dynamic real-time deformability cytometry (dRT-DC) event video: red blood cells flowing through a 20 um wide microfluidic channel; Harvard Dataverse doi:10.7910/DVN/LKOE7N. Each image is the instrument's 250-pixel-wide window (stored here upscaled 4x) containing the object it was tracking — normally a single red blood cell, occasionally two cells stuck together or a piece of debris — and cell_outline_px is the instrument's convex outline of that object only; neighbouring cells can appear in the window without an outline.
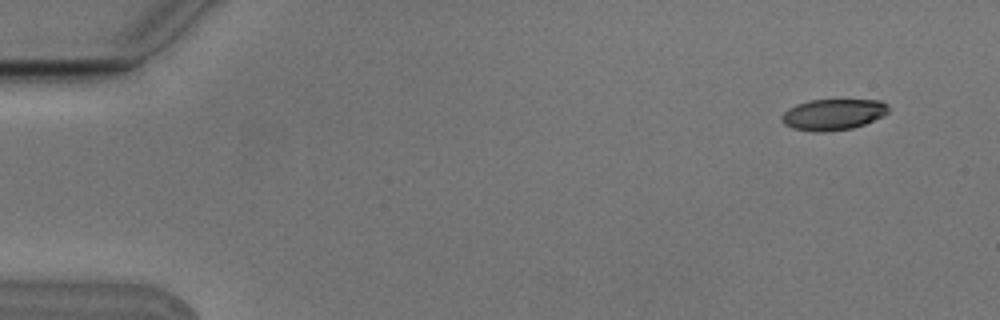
{"species": "Egyptian fruit bat (a non-hibernating species)", "species_latin": "Rousettus aegyptiacus", "temperature_condition": "cold", "stored_images_in_passage": 5, "camera_frame_rate_fps": 3000, "um_per_image_px": 0.085, "animal": {"sex": "male"}, "frame": {"image": 1, "passage_image": 1, "time_ms": 0.0, "image_size_px": [1000, 320], "cell_outline_px": [[888, 112], [884, 116], [864, 124], [852, 128], [824, 132], [792, 128], [784, 124], [780, 120], [780, 116], [788, 108], [796, 104], [808, 100], [880, 100], [888, 104]], "centroid_in_image_um": [70.8, 9.72], "position_along_channel_um": 14.2, "area_um2": 19.36}}
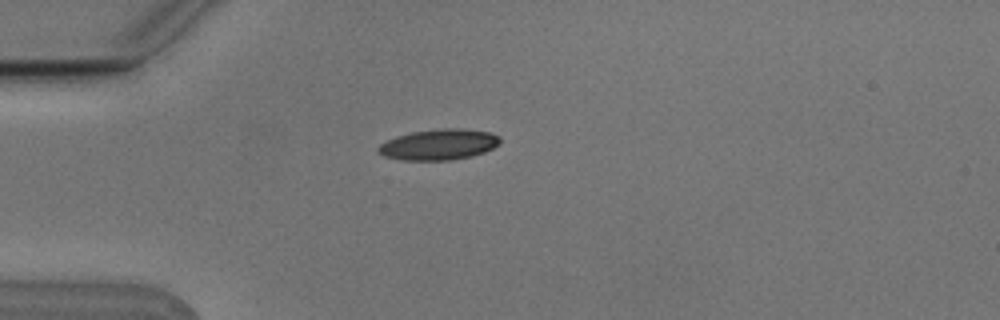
{"frame": {"image": 2, "passage_image": 4, "time_ms": 1.0, "image_size_px": [1000, 320], "cell_outline_px": [[500, 144], [484, 152], [472, 156], [452, 160], [400, 160], [384, 156], [376, 152], [376, 148], [380, 144], [396, 136], [412, 132], [440, 128], [460, 128], [488, 132], [500, 136]], "centroid_in_image_um": [37.28, 12.29], "position_along_channel_um": 47.7, "area_um2": 21.96}}